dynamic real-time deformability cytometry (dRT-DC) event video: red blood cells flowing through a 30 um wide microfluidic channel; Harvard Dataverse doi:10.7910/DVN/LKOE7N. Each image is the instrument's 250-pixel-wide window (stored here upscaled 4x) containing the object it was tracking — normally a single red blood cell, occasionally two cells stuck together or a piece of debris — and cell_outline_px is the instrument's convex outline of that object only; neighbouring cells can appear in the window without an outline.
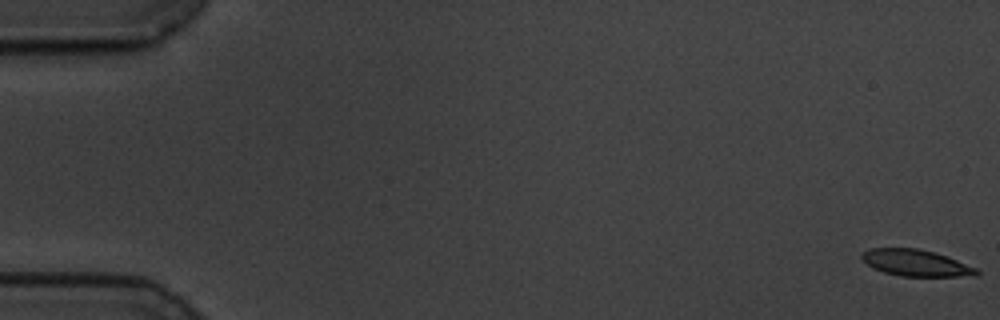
{"species": "common noctule bat (a hibernating species)", "species_latin": "Nyctalus noctula", "temperature_condition": "cold", "stored_images_in_passage": 58, "camera_frame_rate_fps": 3000, "um_per_image_px": 0.085, "animal": {"sex": "male", "body_mass_g": 19.5, "forearm_length_mm": 54.6}, "frame": {"image": 1, "passage_image": 1, "time_ms": 0.0, "image_size_px": [1000, 320], "cell_outline_px": [[980, 272], [976, 276], [900, 276], [884, 272], [872, 268], [860, 256], [868, 248], [920, 248], [956, 260], [976, 268]], "centroid_in_image_um": [77.83, 22.35], "position_along_channel_um": 7.2, "area_um2": 17.51}}
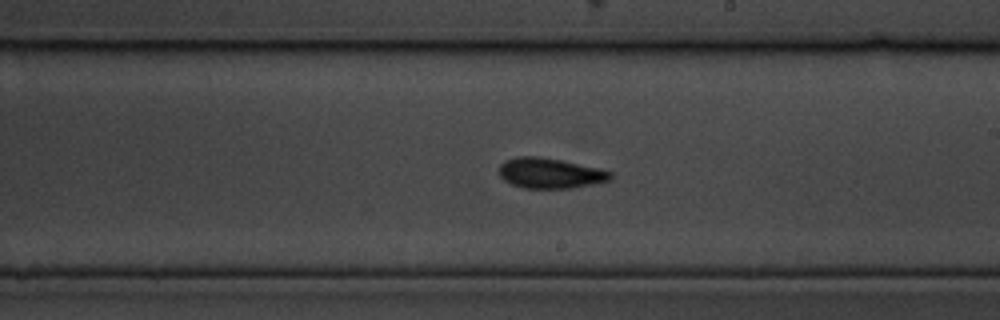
{"frame": {"image": 2, "passage_image": 34, "time_ms": 11.0, "image_size_px": [1000, 320], "cell_outline_px": [[612, 180], [572, 188], [524, 188], [512, 184], [504, 180], [500, 176], [500, 164], [504, 160], [516, 156], [540, 156], [600, 168], [612, 172]], "centroid_in_image_um": [46.76, 14.71], "position_along_channel_um": 242.2, "area_um2": 19.77}}
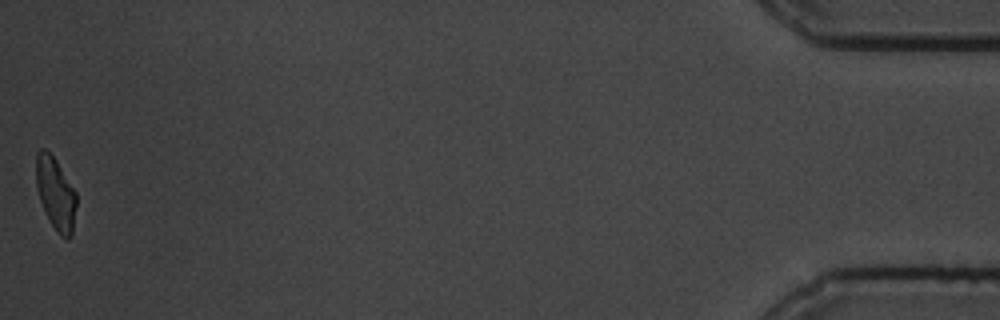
{"frame": {"image": 3, "passage_image": 58, "time_ms": 19.0, "image_size_px": [1000, 320], "cell_outline_px": [[76, 208], [72, 236], [68, 240], [60, 236], [56, 232], [40, 200], [36, 188], [36, 152], [40, 148], [44, 148], [56, 160], [76, 192]], "centroid_in_image_um": [4.73, 16.46], "position_along_channel_um": 430.5, "area_um2": 16.99}, "authors_computed_cell_mechanics": {"area_um2": 18.7561, "velocity_mm_per_s": 3.4994, "shape_relaxation_time_tau1_ms": 3.942, "shape_relaxation_time_tau2_ms": 2.7626, "deformation_change_tau1": 0.1486, "deformation_change_tau2": 0.0793}}